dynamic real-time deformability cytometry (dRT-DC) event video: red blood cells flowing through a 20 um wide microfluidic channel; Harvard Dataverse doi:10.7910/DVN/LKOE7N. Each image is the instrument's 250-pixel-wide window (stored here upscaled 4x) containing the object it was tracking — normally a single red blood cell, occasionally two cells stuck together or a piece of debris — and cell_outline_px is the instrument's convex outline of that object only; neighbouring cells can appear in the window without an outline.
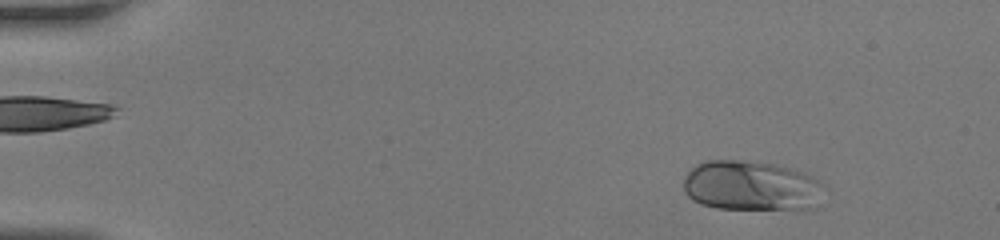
{"species": "human", "species_latin": "Homo sapiens", "temperature_condition": "room temperature", "stored_images_in_passage": 43, "camera_frame_rate_fps": 3000, "um_per_image_px": 0.085, "donor": {"sex": "female"}, "frame": {"image": 1, "passage_image": 4, "time_ms": 1.0, "image_size_px": [1000, 240], "cell_outline_px": [[820, 184], [816, 208], [716, 208], [700, 204], [692, 200], [684, 192], [684, 176], [696, 164], [704, 160], [740, 160], [776, 164], [804, 172], [820, 180]], "centroid_in_image_um": [63.77, 15.77], "position_along_channel_um": 21.2, "area_um2": 40.58}}
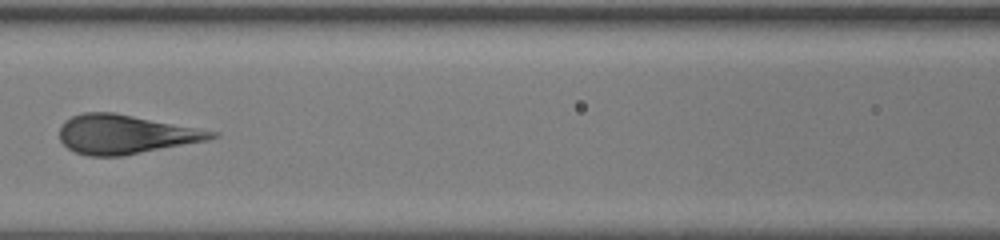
{"frame": {"image": 2, "passage_image": 20, "time_ms": 6.333, "image_size_px": [1000, 240], "cell_outline_px": [[220, 136], [208, 140], [120, 156], [88, 156], [76, 152], [68, 148], [60, 140], [60, 128], [64, 120], [72, 116], [84, 112], [112, 112], [220, 132]], "centroid_in_image_um": [10.65, 11.41], "position_along_channel_um": 156.0, "area_um2": 34.33}}
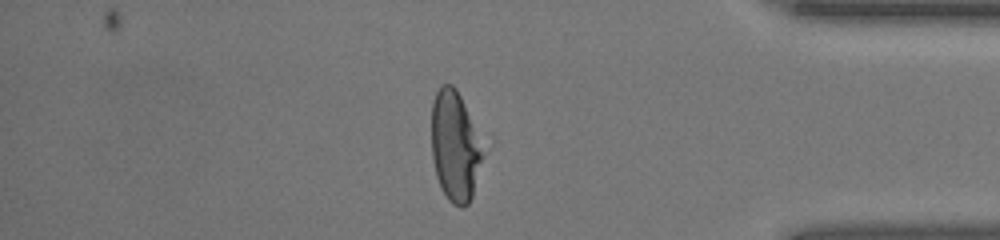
{"frame": {"image": 3, "passage_image": 37, "time_ms": 12.0, "image_size_px": [1000, 240], "cell_outline_px": [[484, 148], [472, 196], [468, 204], [464, 208], [460, 208], [452, 204], [448, 200], [440, 188], [436, 176], [432, 156], [432, 100], [440, 84], [452, 84], [456, 88], [460, 96]], "centroid_in_image_um": [38.64, 12.45], "position_along_channel_um": 396.6, "area_um2": 32.77}}